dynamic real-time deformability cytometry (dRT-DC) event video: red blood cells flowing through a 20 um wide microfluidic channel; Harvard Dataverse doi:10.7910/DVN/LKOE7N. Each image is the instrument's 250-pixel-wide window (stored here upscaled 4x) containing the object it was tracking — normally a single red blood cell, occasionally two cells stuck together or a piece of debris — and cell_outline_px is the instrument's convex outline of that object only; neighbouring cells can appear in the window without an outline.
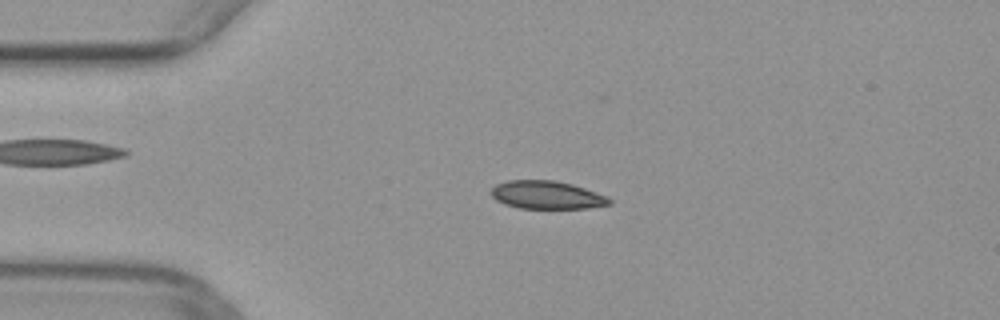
{"species": "common noctule bat (a hibernating species)", "species_latin": "Nyctalus noctula", "temperature_condition": "warm", "stored_images_in_passage": 36, "camera_frame_rate_fps": 3000, "um_per_image_px": 0.085, "animal": {"sex": "female", "body_mass_g": 29.2, "forearm_length_mm": 56.3}, "frame": {"image": 1, "passage_image": 4, "time_ms": 1.0, "image_size_px": [1000, 320], "cell_outline_px": [[612, 204], [588, 208], [520, 208], [504, 204], [496, 200], [488, 192], [496, 184], [508, 180], [552, 180], [572, 184], [608, 196], [612, 200]], "centroid_in_image_um": [46.47, 16.57], "position_along_channel_um": 38.5, "area_um2": 19.42}}
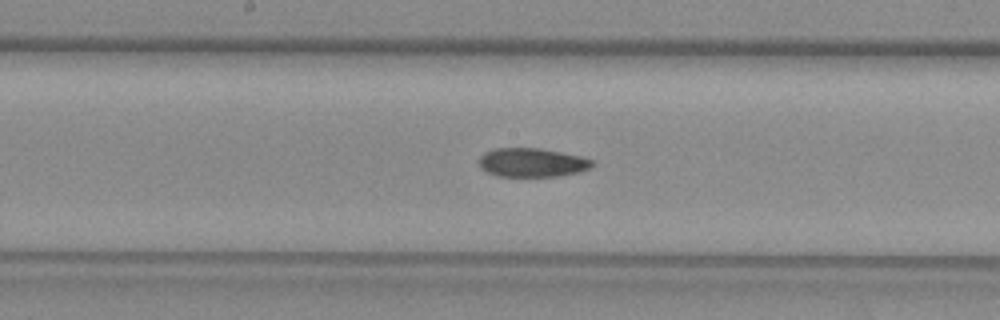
{"frame": {"image": 2, "passage_image": 18, "time_ms": 5.667, "image_size_px": [1000, 320], "cell_outline_px": [[596, 164], [592, 168], [560, 176], [496, 176], [480, 168], [480, 156], [484, 152], [492, 148], [540, 148], [580, 156], [592, 160]], "centroid_in_image_um": [45.22, 13.81], "position_along_channel_um": 203.0, "area_um2": 19.07}}
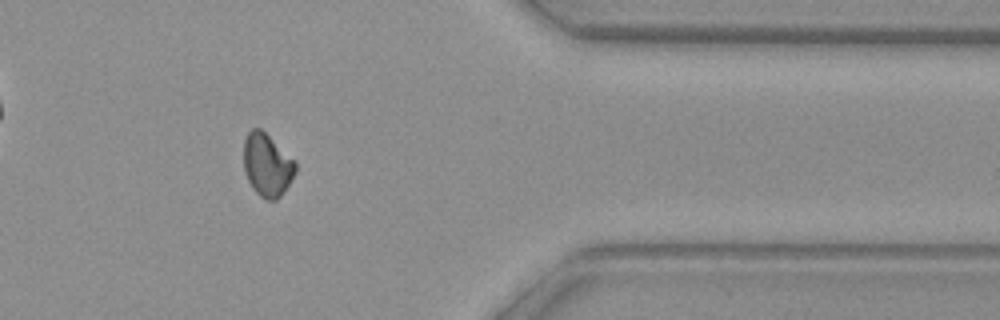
{"frame": {"image": 3, "passage_image": 33, "time_ms": 10.667, "image_size_px": [1000, 320], "cell_outline_px": [[296, 172], [284, 192], [276, 200], [264, 200], [252, 188], [244, 172], [244, 140], [248, 132], [252, 128], [260, 128], [296, 160]], "centroid_in_image_um": [22.71, 14.03], "position_along_channel_um": 388.7, "area_um2": 19.13}}